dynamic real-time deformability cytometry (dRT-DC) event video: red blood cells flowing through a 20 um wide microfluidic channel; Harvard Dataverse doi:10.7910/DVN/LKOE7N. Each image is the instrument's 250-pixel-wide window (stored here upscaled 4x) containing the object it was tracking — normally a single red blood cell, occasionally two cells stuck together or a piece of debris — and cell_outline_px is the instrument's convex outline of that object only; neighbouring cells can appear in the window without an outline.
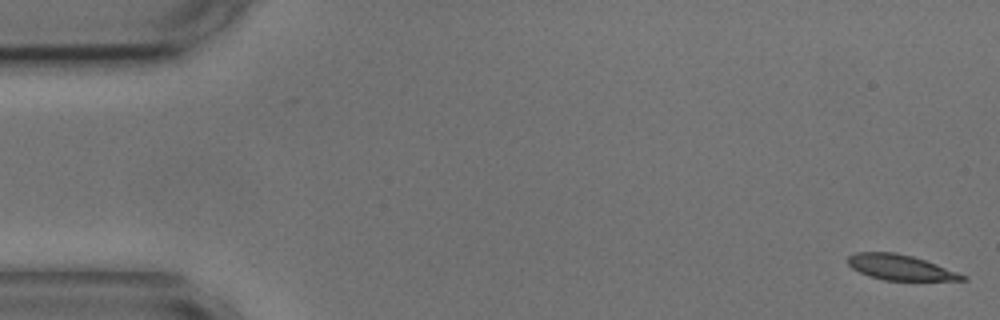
{"species": "common noctule bat (a hibernating species)", "species_latin": "Nyctalus noctula", "temperature_condition": "cold", "stored_images_in_passage": 55, "camera_frame_rate_fps": 3000, "um_per_image_px": 0.085, "animal": {"sex": "male", "body_mass_g": 17.9, "forearm_length_mm": 54.2}, "frame": {"image": 1, "passage_image": 1, "time_ms": 0.0, "image_size_px": [1000, 320], "cell_outline_px": [[968, 280], [884, 280], [868, 276], [852, 268], [848, 264], [848, 256], [856, 252], [896, 252], [912, 256], [936, 264], [968, 276]], "centroid_in_image_um": [76.52, 22.72], "position_along_channel_um": 8.5, "area_um2": 16.82}}
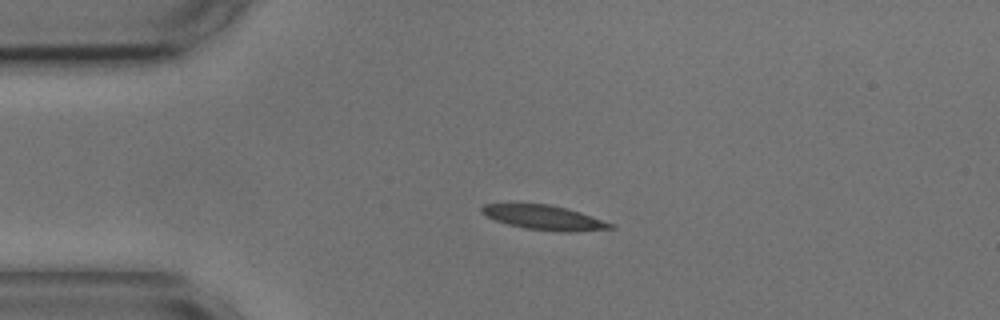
{"frame": {"image": 2, "passage_image": 12, "time_ms": 3.667, "image_size_px": [1000, 320], "cell_outline_px": [[616, 228], [572, 232], [560, 232], [524, 228], [508, 224], [496, 220], [480, 212], [480, 208], [484, 204], [548, 204], [580, 212], [616, 224]], "centroid_in_image_um": [46.3, 18.5], "position_along_channel_um": 38.7, "area_um2": 18.32}}
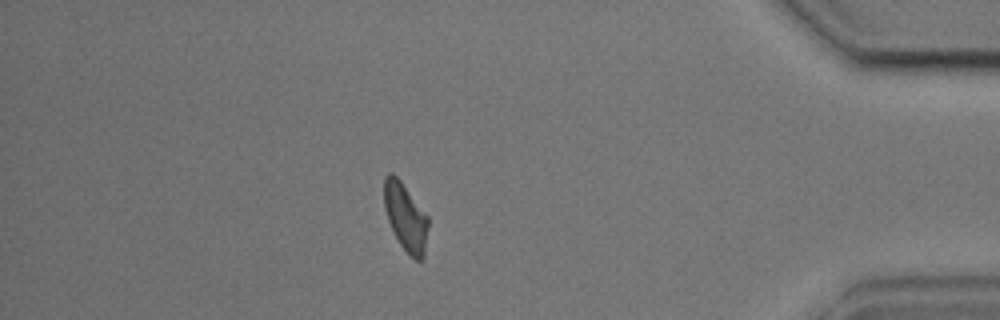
{"frame": {"image": 3, "passage_image": 48, "time_ms": 15.667, "image_size_px": [1000, 320], "cell_outline_px": [[428, 224], [424, 256], [420, 260], [416, 260], [400, 244], [388, 220], [384, 208], [384, 176], [388, 172], [392, 172], [400, 180], [428, 216]], "centroid_in_image_um": [34.46, 18.4], "position_along_channel_um": 400.7, "area_um2": 17.11}, "authors_computed_cell_mechanics": {"area_um2": 18.0336, "velocity_mm_per_s": 3.5743, "shape_relaxation_time_tau1_ms": null, "shape_relaxation_time_tau2_ms": 10.6571, "deformation_change_tau1": null, "deformation_change_tau2": 0.1818}}